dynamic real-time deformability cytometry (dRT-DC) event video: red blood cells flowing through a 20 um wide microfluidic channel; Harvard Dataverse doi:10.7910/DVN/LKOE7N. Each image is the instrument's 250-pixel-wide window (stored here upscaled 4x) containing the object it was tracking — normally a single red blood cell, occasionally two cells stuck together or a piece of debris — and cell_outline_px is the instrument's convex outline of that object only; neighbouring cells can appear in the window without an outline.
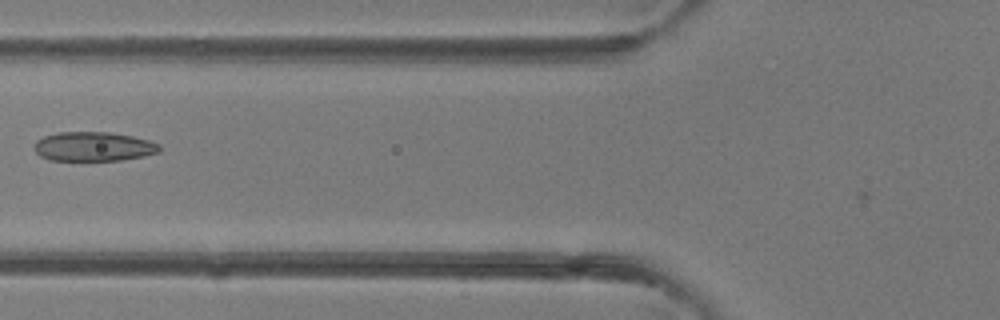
{"species": "common noctule bat (a hibernating species)", "species_latin": "Nyctalus noctula", "temperature_condition": "room temperature", "stored_images_in_passage": 4, "camera_frame_rate_fps": 3000, "um_per_image_px": 0.085, "animal": {"sex": "female"}, "frame": {"image": 1, "passage_image": 4, "time_ms": 3.333, "image_size_px": [1000, 320], "cell_outline_px": [[160, 152], [144, 156], [120, 160], [48, 160], [40, 156], [32, 148], [36, 140], [44, 136], [56, 132], [108, 132], [132, 136], [148, 140], [160, 144]], "centroid_in_image_um": [7.92, 12.45], "position_along_channel_um": 117.9, "area_um2": 21.5}}